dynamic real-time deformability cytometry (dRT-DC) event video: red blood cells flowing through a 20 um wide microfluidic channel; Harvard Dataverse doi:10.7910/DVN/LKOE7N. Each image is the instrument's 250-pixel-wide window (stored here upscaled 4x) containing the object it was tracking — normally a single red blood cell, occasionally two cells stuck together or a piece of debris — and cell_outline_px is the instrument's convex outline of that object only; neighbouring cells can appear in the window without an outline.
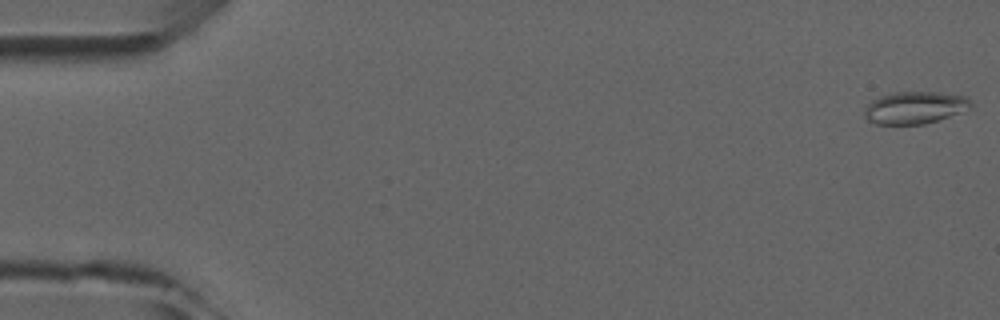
{"species": "common noctule bat (a hibernating species)", "species_latin": "Nyctalus noctula", "temperature_condition": "room temperature", "stored_images_in_passage": 5, "camera_frame_rate_fps": 3000, "um_per_image_px": 0.085, "animal": {"sex": "male", "forearm_length_mm": 52.5}, "frame": {"image": 1, "passage_image": 1, "time_ms": 0.0, "image_size_px": [1000, 320], "cell_outline_px": [[972, 104], [968, 108], [960, 112], [924, 124], [876, 124], [868, 120], [864, 116], [864, 112], [868, 104], [872, 100], [880, 96], [892, 92], [940, 92], [968, 96], [972, 100]], "centroid_in_image_um": [77.76, 9.13], "position_along_channel_um": 7.2, "area_um2": 19.94}}